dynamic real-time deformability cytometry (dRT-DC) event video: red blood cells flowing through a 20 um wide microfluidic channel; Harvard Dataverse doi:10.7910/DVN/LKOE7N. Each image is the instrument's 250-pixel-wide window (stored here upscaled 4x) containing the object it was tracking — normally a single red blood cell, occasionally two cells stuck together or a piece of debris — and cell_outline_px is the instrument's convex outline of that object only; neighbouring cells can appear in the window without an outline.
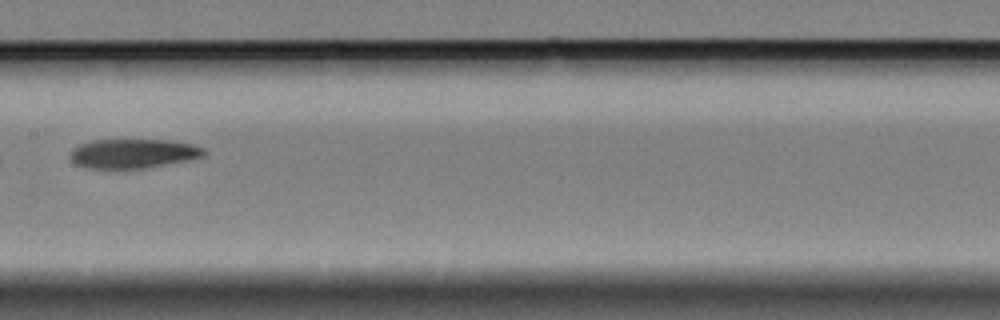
{"species": "Egyptian fruit bat (a non-hibernating species)", "species_latin": "Rousettus aegyptiacus", "temperature_condition": "cold", "stored_images_in_passage": 13, "camera_frame_rate_fps": 3000, "um_per_image_px": 0.085, "animal": {"sex": "female"}, "frame": {"image": 1, "passage_image": 10, "time_ms": 3.0, "image_size_px": [1000, 320], "cell_outline_px": [[208, 152], [204, 156], [192, 160], [144, 168], [88, 168], [76, 164], [68, 156], [72, 148], [80, 144], [92, 140], [172, 140], [192, 144], [204, 148]], "centroid_in_image_um": [11.35, 13.04], "position_along_channel_um": 196.0, "area_um2": 23.06}}
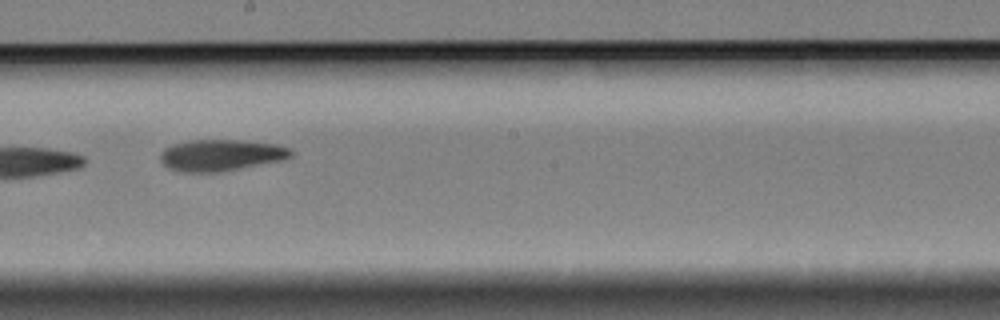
{"frame": {"image": 2, "passage_image": 11, "time_ms": 3.333, "image_size_px": [1000, 320], "cell_outline_px": [[296, 152], [292, 156], [280, 160], [240, 168], [216, 172], [180, 172], [168, 168], [160, 160], [160, 152], [164, 148], [172, 144], [192, 140], [240, 140], [276, 144], [292, 148]], "centroid_in_image_um": [18.77, 13.18], "position_along_channel_um": 229.4, "area_um2": 23.99}}